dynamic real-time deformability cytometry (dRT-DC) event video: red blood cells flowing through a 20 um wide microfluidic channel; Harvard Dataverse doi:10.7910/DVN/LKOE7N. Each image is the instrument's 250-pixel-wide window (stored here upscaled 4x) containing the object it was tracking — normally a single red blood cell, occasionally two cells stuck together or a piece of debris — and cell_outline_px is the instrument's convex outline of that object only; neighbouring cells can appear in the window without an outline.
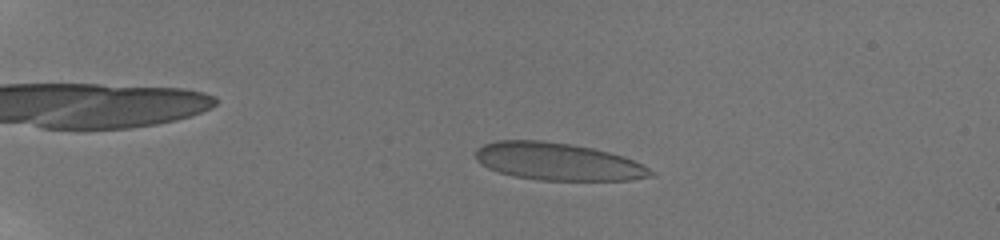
{"species": "human", "species_latin": "Homo sapiens", "temperature_condition": "room temperature", "stored_images_in_passage": 57, "camera_frame_rate_fps": 3000, "um_per_image_px": 0.085, "donor": {"sex": "male"}, "frame": {"image": 1, "passage_image": 14, "time_ms": 4.333, "image_size_px": [1000, 240], "cell_outline_px": [[656, 176], [632, 180], [536, 180], [516, 176], [500, 172], [488, 168], [480, 164], [476, 160], [476, 148], [484, 144], [496, 140], [544, 140], [572, 144], [592, 148], [624, 156], [656, 172]], "centroid_in_image_um": [47.42, 13.73], "position_along_channel_um": 37.6, "area_um2": 38.38}}
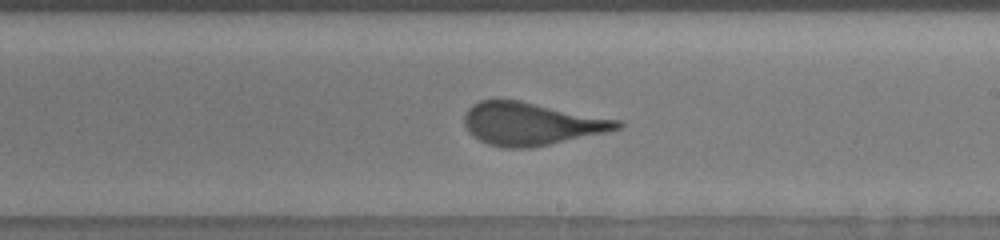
{"frame": {"image": 2, "passage_image": 37, "time_ms": 12.0, "image_size_px": [1000, 240], "cell_outline_px": [[624, 124], [620, 128], [604, 132], [532, 148], [504, 148], [488, 144], [472, 136], [468, 132], [464, 124], [464, 116], [468, 108], [472, 104], [480, 100], [520, 100], [624, 120]], "centroid_in_image_um": [45.16, 10.51], "position_along_channel_um": 243.8, "area_um2": 38.32}}
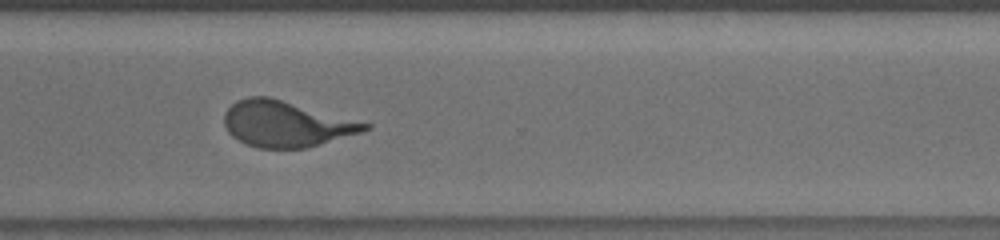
{"frame": {"image": 3, "passage_image": 45, "time_ms": 14.667, "image_size_px": [1000, 240], "cell_outline_px": [[372, 128], [360, 132], [308, 148], [260, 148], [244, 144], [232, 136], [228, 132], [224, 124], [224, 112], [236, 100], [248, 96], [268, 96], [372, 124]], "centroid_in_image_um": [24.29, 10.53], "position_along_channel_um": 346.3, "area_um2": 37.57}, "authors_computed_cell_mechanics": {"area_um2": 38.2636, "velocity_mm_per_s": 3.8446, "shape_relaxation_time_tau1_ms": 5.6294, "shape_relaxation_time_tau2_ms": null, "deformation_change_tau1": 0.2152, "deformation_change_tau2": null}}